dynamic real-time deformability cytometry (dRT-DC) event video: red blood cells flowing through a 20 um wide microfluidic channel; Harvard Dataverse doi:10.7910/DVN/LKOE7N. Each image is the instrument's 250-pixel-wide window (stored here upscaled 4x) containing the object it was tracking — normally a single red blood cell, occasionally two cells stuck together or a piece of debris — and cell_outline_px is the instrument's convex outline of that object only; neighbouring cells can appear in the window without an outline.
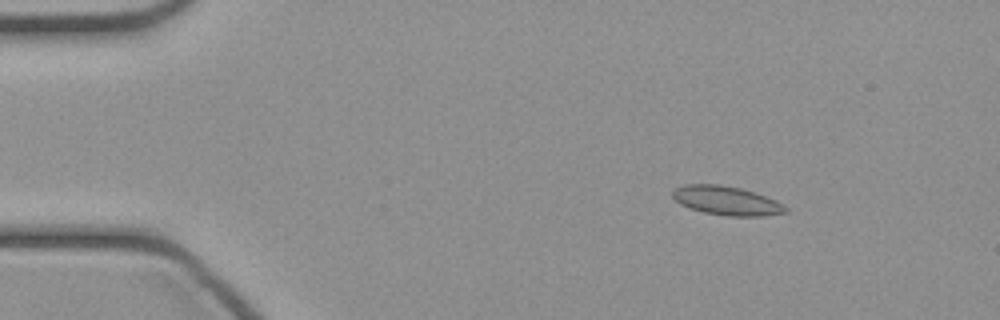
{"species": "common noctule bat (a hibernating species)", "species_latin": "Nyctalus noctula", "temperature_condition": "cold", "stored_images_in_passage": 47, "camera_frame_rate_fps": 3000, "um_per_image_px": 0.085, "animal": {"sex": "female", "body_mass_g": 21.9}, "frame": {"image": 1, "passage_image": 7, "time_ms": 2.0, "image_size_px": [1000, 320], "cell_outline_px": [[788, 212], [764, 216], [728, 216], [704, 212], [688, 208], [680, 204], [672, 196], [672, 192], [676, 188], [684, 184], [720, 184], [740, 188], [756, 192], [776, 200], [784, 204], [788, 208]], "centroid_in_image_um": [61.78, 17.05], "position_along_channel_um": 23.2, "area_um2": 19.25}}
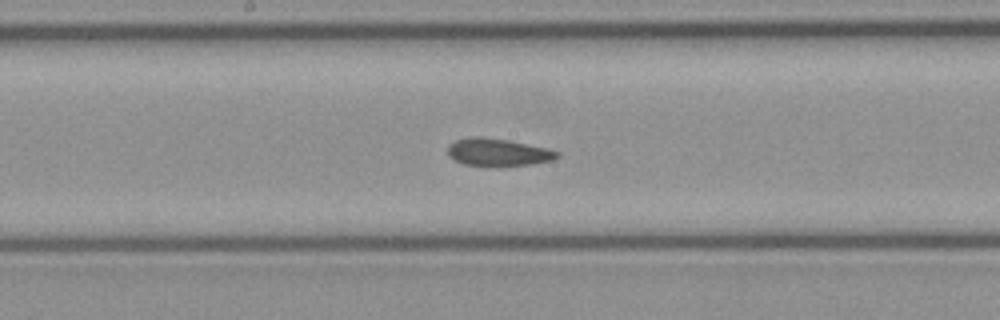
{"frame": {"image": 2, "passage_image": 25, "time_ms": 8.0, "image_size_px": [1000, 320], "cell_outline_px": [[560, 156], [552, 160], [532, 164], [464, 164], [448, 156], [448, 144], [456, 140], [468, 136], [480, 136], [508, 140], [548, 148], [560, 152]], "centroid_in_image_um": [42.33, 12.9], "position_along_channel_um": 205.9, "area_um2": 17.11}}
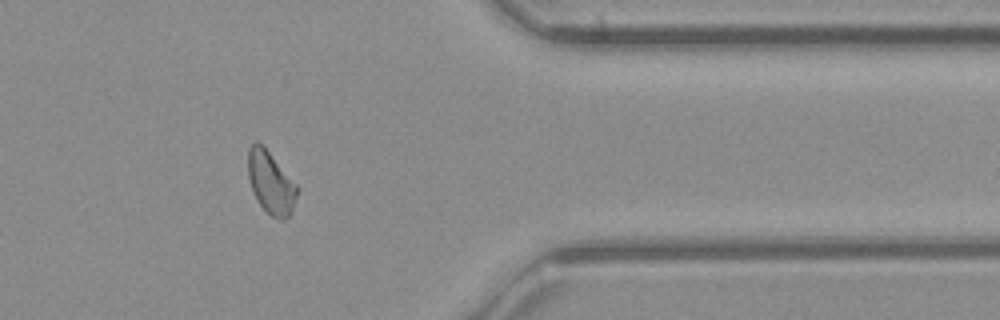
{"frame": {"image": 3, "passage_image": 39, "time_ms": 12.667, "image_size_px": [1000, 320], "cell_outline_px": [[300, 188], [292, 212], [288, 216], [280, 220], [272, 216], [256, 200], [248, 176], [248, 148], [256, 140], [268, 152]], "centroid_in_image_um": [23.03, 15.55], "position_along_channel_um": 388.4, "area_um2": 17.57}}